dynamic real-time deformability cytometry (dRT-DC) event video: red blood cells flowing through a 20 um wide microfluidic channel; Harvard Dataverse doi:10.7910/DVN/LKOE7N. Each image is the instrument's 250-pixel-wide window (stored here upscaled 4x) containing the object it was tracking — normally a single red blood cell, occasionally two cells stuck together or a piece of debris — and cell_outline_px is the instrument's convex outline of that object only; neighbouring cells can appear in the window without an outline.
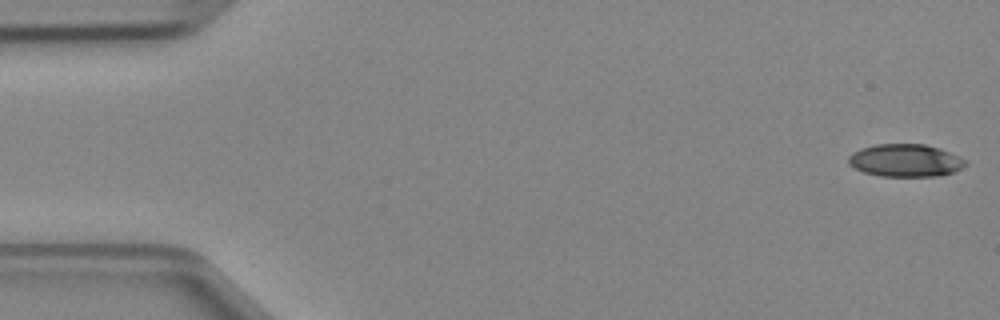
{"species": "Egyptian fruit bat (a non-hibernating species)", "species_latin": "Rousettus aegyptiacus", "temperature_condition": "cold", "stored_images_in_passage": 47, "camera_frame_rate_fps": 3000, "um_per_image_px": 0.085, "animal": {"sex": "female"}, "frame": {"image": 1, "passage_image": 1, "time_ms": 0.0, "image_size_px": [1000, 320], "cell_outline_px": [[968, 164], [952, 172], [940, 176], [880, 176], [864, 172], [848, 164], [848, 156], [852, 152], [860, 148], [876, 144], [924, 144], [940, 148], [968, 160]], "centroid_in_image_um": [76.96, 13.63], "position_along_channel_um": 8.0, "area_um2": 22.37}}
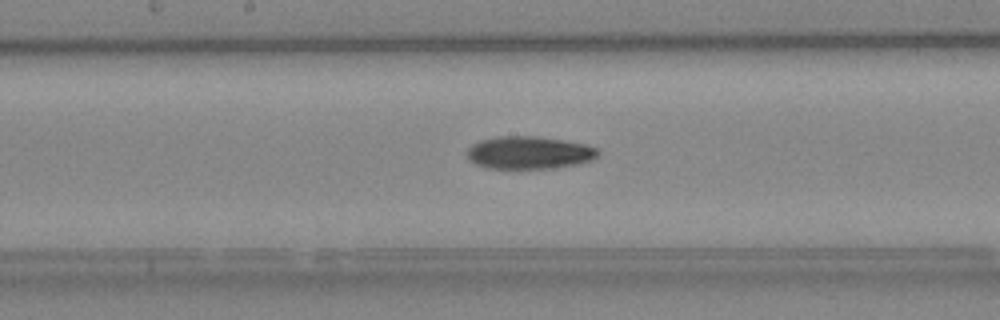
{"frame": {"image": 2, "passage_image": 24, "time_ms": 7.667, "image_size_px": [1000, 320], "cell_outline_px": [[600, 152], [592, 160], [576, 164], [552, 168], [488, 168], [476, 164], [468, 160], [468, 148], [472, 144], [480, 140], [496, 136], [536, 136], [584, 144], [596, 148]], "centroid_in_image_um": [44.94, 12.97], "position_along_channel_um": 203.3, "area_um2": 24.74}}
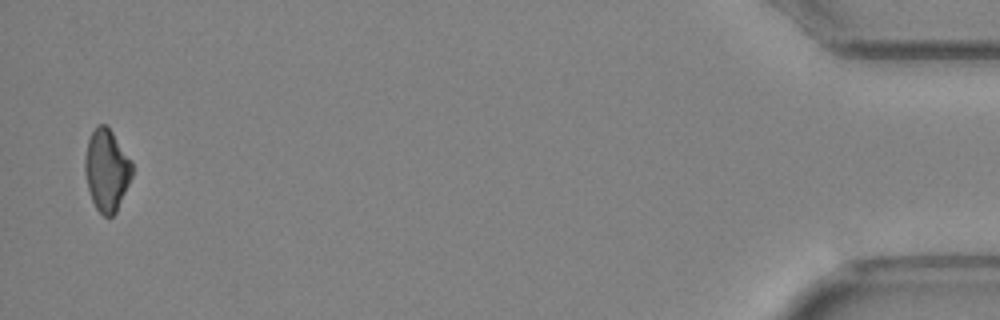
{"frame": {"image": 3, "passage_image": 46, "time_ms": 15.0, "image_size_px": [1000, 320], "cell_outline_px": [[132, 176], [116, 212], [112, 216], [104, 216], [96, 208], [92, 200], [88, 188], [84, 172], [84, 160], [88, 140], [96, 124], [104, 124], [112, 132], [132, 160]], "centroid_in_image_um": [9.06, 14.45], "position_along_channel_um": 426.1, "area_um2": 22.43}}